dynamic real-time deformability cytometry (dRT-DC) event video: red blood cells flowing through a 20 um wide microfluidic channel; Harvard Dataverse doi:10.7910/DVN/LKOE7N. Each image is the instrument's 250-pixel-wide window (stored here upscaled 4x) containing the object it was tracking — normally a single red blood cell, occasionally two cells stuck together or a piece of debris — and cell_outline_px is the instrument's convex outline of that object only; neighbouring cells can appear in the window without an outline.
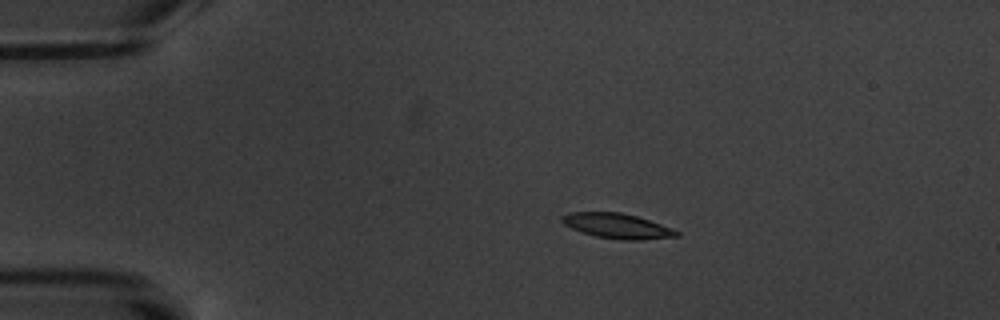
{"species": "common noctule bat (a hibernating species)", "species_latin": "Nyctalus noctula", "temperature_condition": "warm", "stored_images_in_passage": 6, "camera_frame_rate_fps": 3000, "um_per_image_px": 0.085, "animal": {"sex": "male", "body_mass_g": 20.1, "forearm_length_mm": 53.5}, "frame": {"image": 1, "passage_image": 3, "time_ms": 2.333, "image_size_px": [1000, 320], "cell_outline_px": [[680, 236], [640, 240], [624, 240], [596, 236], [580, 232], [564, 224], [560, 220], [560, 216], [568, 212], [620, 212], [636, 216], [672, 228], [680, 232]], "centroid_in_image_um": [52.43, 19.2], "position_along_channel_um": 32.6, "area_um2": 16.7}}
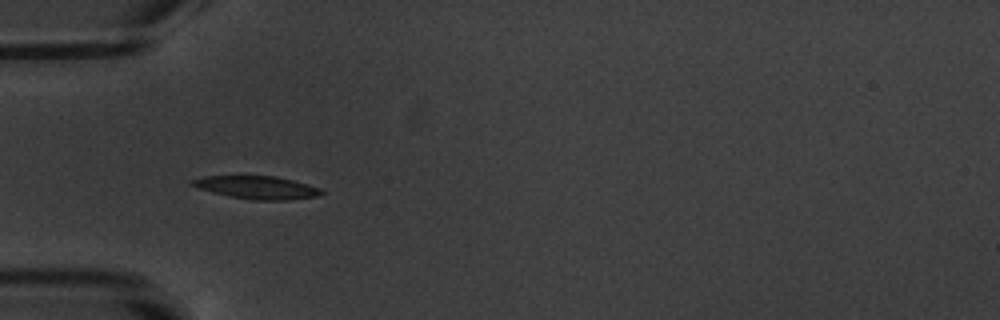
{"frame": {"image": 2, "passage_image": 5, "time_ms": 4.667, "image_size_px": [1000, 320], "cell_outline_px": [[324, 192], [320, 196], [288, 200], [252, 200], [228, 196], [212, 192], [188, 184], [192, 180], [204, 176], [276, 176], [308, 184], [320, 188]], "centroid_in_image_um": [21.87, 15.94], "position_along_channel_um": 63.1, "area_um2": 17.28}}